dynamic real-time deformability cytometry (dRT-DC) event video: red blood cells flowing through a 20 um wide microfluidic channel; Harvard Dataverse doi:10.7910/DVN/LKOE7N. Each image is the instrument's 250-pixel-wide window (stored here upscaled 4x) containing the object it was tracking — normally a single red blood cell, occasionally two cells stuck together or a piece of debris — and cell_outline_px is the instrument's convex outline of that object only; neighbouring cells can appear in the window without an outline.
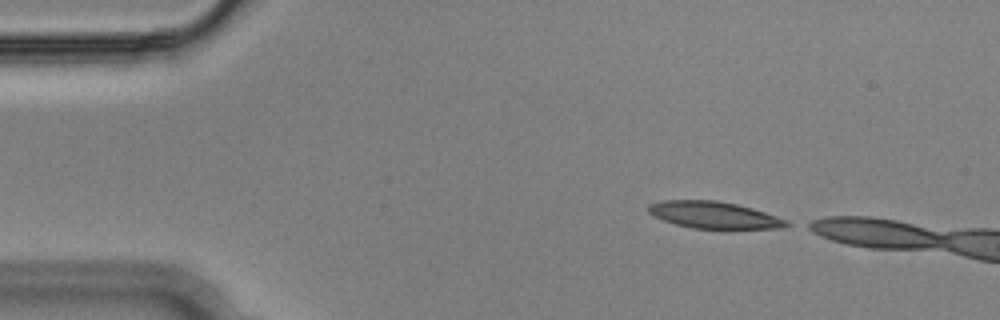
{"species": "Egyptian fruit bat (a non-hibernating species)", "species_latin": "Rousettus aegyptiacus", "temperature_condition": "cold", "stored_images_in_passage": 8, "camera_frame_rate_fps": 3000, "um_per_image_px": 0.085, "animal": {"sex": "male"}, "frame": {"image": 1, "passage_image": 1, "time_ms": 0.0, "image_size_px": [1000, 320], "cell_outline_px": [[792, 224], [780, 228], [692, 228], [676, 224], [652, 216], [648, 212], [648, 204], [664, 200], [716, 200], [736, 204], [752, 208], [788, 220]], "centroid_in_image_um": [60.67, 18.26], "position_along_channel_um": 24.3, "area_um2": 21.44}}